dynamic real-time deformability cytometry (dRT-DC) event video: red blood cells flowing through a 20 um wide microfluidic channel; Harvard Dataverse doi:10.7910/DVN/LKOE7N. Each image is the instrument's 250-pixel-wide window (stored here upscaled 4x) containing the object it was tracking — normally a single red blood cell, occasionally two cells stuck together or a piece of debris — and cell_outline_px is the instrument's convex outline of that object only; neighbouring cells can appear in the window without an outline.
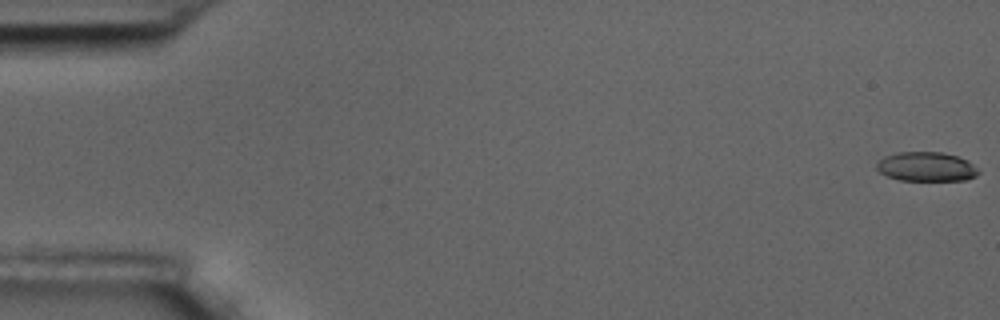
{"species": "common noctule bat (a hibernating species)", "species_latin": "Nyctalus noctula", "temperature_condition": "room temperature", "stored_images_in_passage": 56, "camera_frame_rate_fps": 3000, "um_per_image_px": 0.085, "animal": {"sex": "male", "body_mass_g": 17.5, "forearm_length_mm": 52.3}, "frame": {"image": 1, "passage_image": 1, "time_ms": 0.0, "image_size_px": [1000, 320], "cell_outline_px": [[980, 172], [976, 176], [964, 180], [900, 180], [888, 176], [880, 172], [876, 168], [876, 164], [884, 156], [896, 152], [940, 152], [956, 156], [968, 160]], "centroid_in_image_um": [78.73, 14.16], "position_along_channel_um": 6.3, "area_um2": 17.28}}
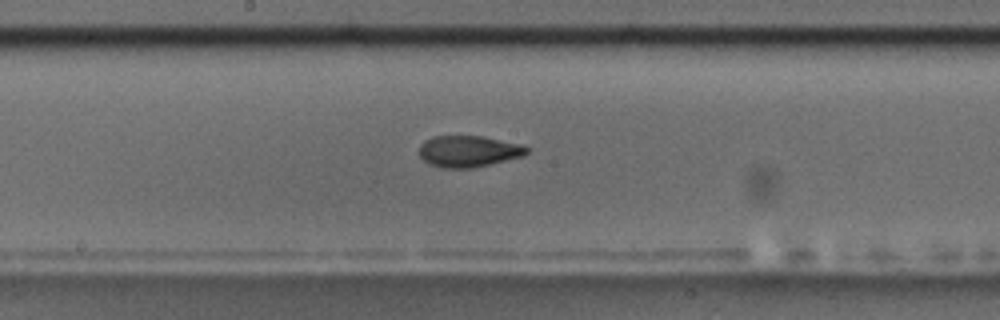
{"frame": {"image": 2, "passage_image": 31, "time_ms": 10.0, "image_size_px": [1000, 320], "cell_outline_px": [[528, 152], [524, 156], [472, 168], [440, 168], [428, 164], [420, 156], [420, 144], [424, 140], [432, 136], [484, 136], [516, 144], [528, 148]], "centroid_in_image_um": [39.77, 12.86], "position_along_channel_um": 208.4, "area_um2": 19.59}}
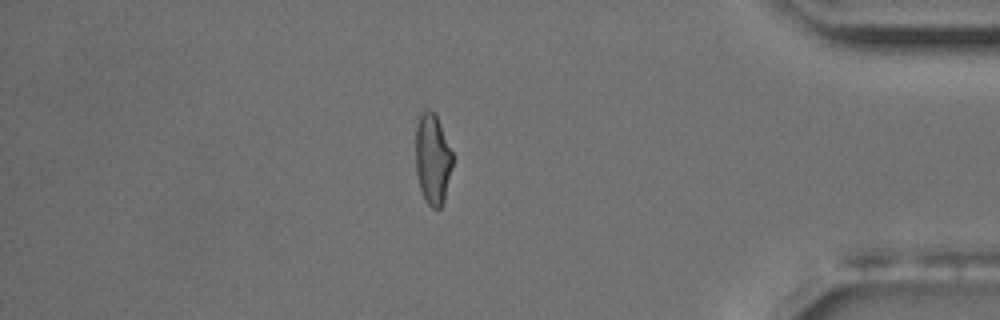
{"frame": {"image": 3, "passage_image": 50, "time_ms": 16.333, "image_size_px": [1000, 320], "cell_outline_px": [[452, 168], [444, 200], [440, 208], [432, 208], [424, 200], [420, 188], [416, 172], [416, 124], [420, 116], [428, 108], [436, 116], [452, 152]], "centroid_in_image_um": [36.76, 13.56], "position_along_channel_um": 398.4, "area_um2": 19.25}, "authors_computed_cell_mechanics": {"area_um2": 19.5075, "velocity_mm_per_s": 3.5431, "shape_relaxation_time_tau1_ms": 5.2668, "shape_relaxation_time_tau2_ms": 1.7213, "deformation_change_tau1": 0.1439, "deformation_change_tau2": 0.0646}}